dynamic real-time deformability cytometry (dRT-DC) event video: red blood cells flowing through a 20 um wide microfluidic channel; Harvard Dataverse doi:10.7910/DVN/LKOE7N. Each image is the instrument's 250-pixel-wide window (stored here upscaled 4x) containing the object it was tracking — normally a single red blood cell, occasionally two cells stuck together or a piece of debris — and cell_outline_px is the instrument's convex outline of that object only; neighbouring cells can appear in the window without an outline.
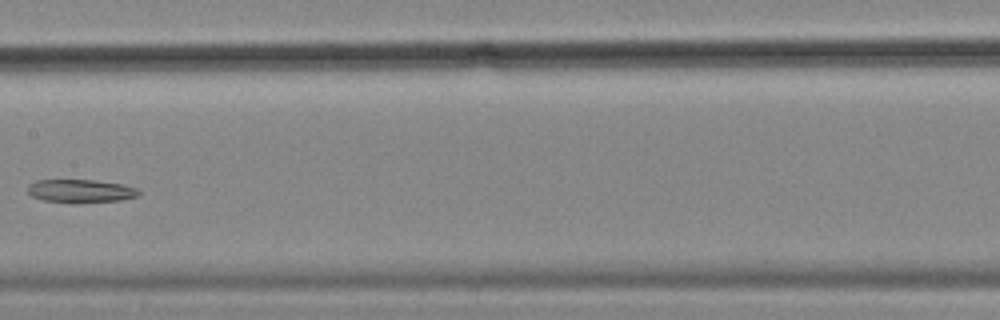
{"species": "common noctule bat (a hibernating species)", "species_latin": "Nyctalus noctula", "temperature_condition": "cold", "stored_images_in_passage": 9, "camera_frame_rate_fps": 3000, "um_per_image_px": 0.085, "animal": {"sex": "female", "body_mass_g": 18.4}, "frame": {"image": 1, "passage_image": 7, "time_ms": 2.0, "image_size_px": [1000, 320], "cell_outline_px": [[140, 192], [136, 196], [120, 200], [44, 200], [32, 196], [28, 192], [28, 184], [36, 180], [92, 180], [124, 184], [136, 188]], "centroid_in_image_um": [6.84, 16.17], "position_along_channel_um": 200.6, "area_um2": 14.05}}
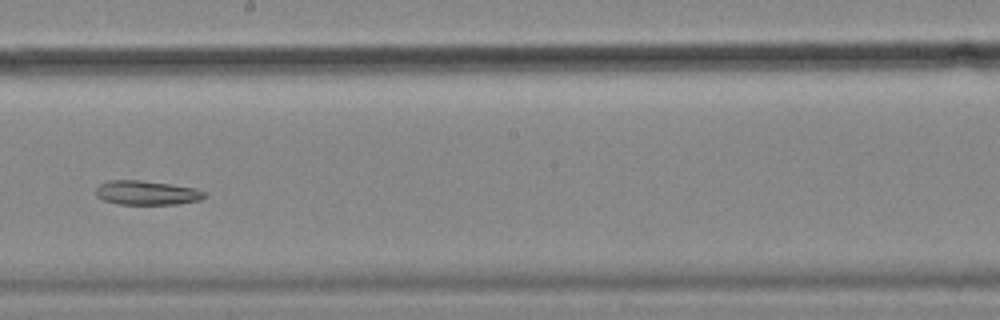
{"frame": {"image": 2, "passage_image": 8, "time_ms": 2.333, "image_size_px": [1000, 320], "cell_outline_px": [[204, 196], [200, 200], [176, 204], [116, 204], [104, 200], [96, 196], [96, 188], [100, 184], [108, 180], [140, 180], [196, 188], [204, 192]], "centroid_in_image_um": [12.43, 16.39], "position_along_channel_um": 235.8, "area_um2": 15.2}}